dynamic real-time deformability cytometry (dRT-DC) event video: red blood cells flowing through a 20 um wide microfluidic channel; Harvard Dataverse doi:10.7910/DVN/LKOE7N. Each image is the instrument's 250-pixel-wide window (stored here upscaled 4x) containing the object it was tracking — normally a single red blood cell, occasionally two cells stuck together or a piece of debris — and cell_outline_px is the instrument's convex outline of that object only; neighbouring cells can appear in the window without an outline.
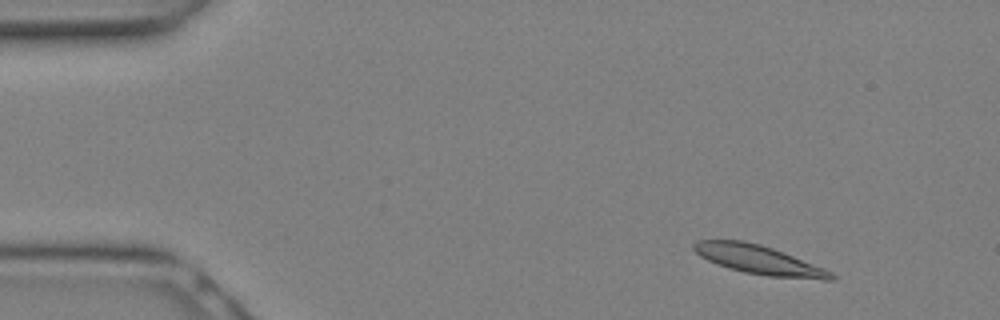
{"species": "Egyptian fruit bat (a non-hibernating species)", "species_latin": "Rousettus aegyptiacus", "temperature_condition": "warm", "stored_images_in_passage": 8, "camera_frame_rate_fps": 3000, "um_per_image_px": 0.085, "animal": {"sex": "female"}, "frame": {"image": 1, "passage_image": 1, "time_ms": 0.0, "image_size_px": [1000, 320], "cell_outline_px": [[836, 280], [824, 280], [768, 276], [744, 272], [728, 268], [716, 264], [700, 256], [692, 248], [692, 244], [696, 240], [744, 240], [760, 244], [784, 252], [824, 268], [832, 272], [836, 276]], "centroid_in_image_um": [64.51, 22.08], "position_along_channel_um": 20.5, "area_um2": 23.29}}
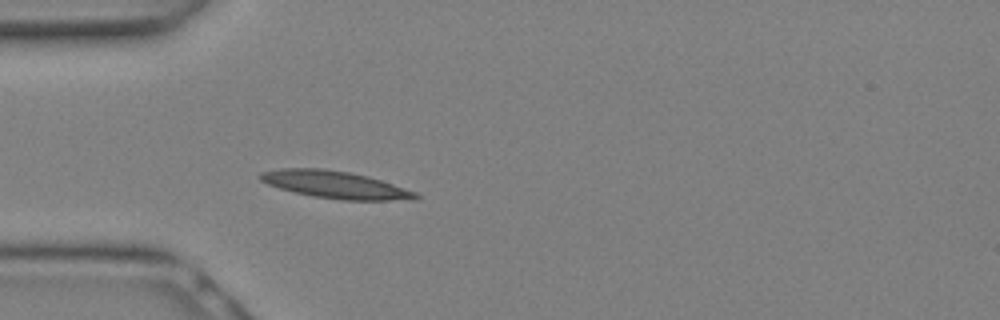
{"frame": {"image": 2, "passage_image": 6, "time_ms": 1.667, "image_size_px": [1000, 320], "cell_outline_px": [[420, 196], [416, 200], [344, 200], [312, 196], [292, 192], [268, 184], [260, 180], [256, 176], [260, 172], [280, 168], [324, 168], [348, 172], [368, 176], [416, 192]], "centroid_in_image_um": [28.45, 15.7], "position_along_channel_um": 56.5, "area_um2": 24.8}}
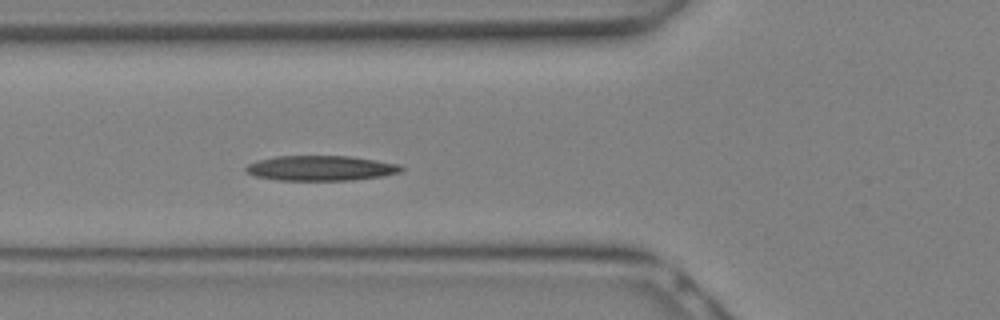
{"frame": {"image": 3, "passage_image": 8, "time_ms": 2.333, "image_size_px": [1000, 320], "cell_outline_px": [[404, 168], [400, 172], [380, 176], [352, 180], [276, 180], [256, 176], [244, 172], [244, 168], [248, 164], [260, 160], [276, 156], [352, 156], [400, 164]], "centroid_in_image_um": [27.25, 14.29], "position_along_channel_um": 98.5, "area_um2": 22.66}}